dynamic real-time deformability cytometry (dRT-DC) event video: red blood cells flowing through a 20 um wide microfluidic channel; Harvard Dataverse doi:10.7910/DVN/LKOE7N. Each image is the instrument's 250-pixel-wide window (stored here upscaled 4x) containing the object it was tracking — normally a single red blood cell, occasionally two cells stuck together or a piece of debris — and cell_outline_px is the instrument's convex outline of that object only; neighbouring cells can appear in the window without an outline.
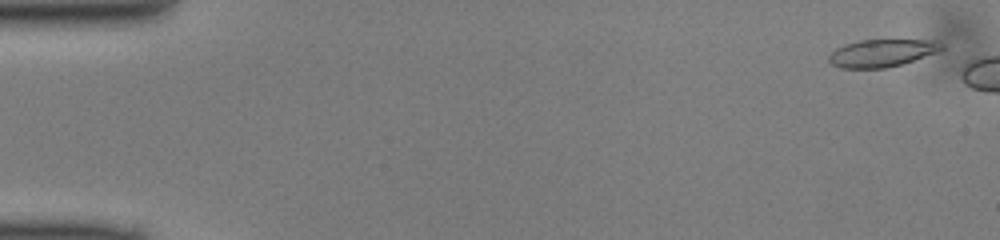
{"species": "common noctule bat (a hibernating species)", "species_latin": "Nyctalus noctula", "temperature_condition": "cold", "stored_images_in_passage": 5, "camera_frame_rate_fps": 3000, "um_per_image_px": 0.085, "animal": {"sex": "male", "body_mass_g": 13.0, "forearm_length_mm": 53.1}, "frame": {"image": 1, "passage_image": 2, "time_ms": 0.333, "image_size_px": [1000, 240], "cell_outline_px": [[944, 48], [936, 52], [900, 64], [884, 68], [840, 68], [832, 64], [828, 60], [828, 56], [836, 48], [844, 44], [860, 40], [936, 40], [944, 44]], "centroid_in_image_um": [74.93, 4.5], "position_along_channel_um": 10.1, "area_um2": 17.92}}